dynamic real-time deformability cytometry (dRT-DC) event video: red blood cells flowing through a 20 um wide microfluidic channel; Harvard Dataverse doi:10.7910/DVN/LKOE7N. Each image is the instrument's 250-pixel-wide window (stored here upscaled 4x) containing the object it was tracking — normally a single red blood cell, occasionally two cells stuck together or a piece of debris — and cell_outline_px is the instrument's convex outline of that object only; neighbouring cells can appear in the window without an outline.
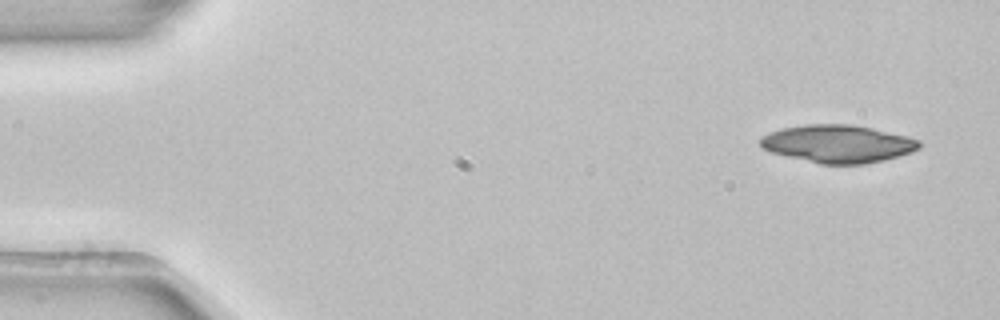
{"species": "common noctule bat (a hibernating species)", "species_latin": "Nyctalus noctula", "temperature_condition": "room temperature", "stored_images_in_passage": 4, "camera_frame_rate_fps": 3000, "um_per_image_px": 0.085, "animal": {"sex": "female", "body_mass_g": 22.7, "forearm_length_mm": 54.2}, "frame": {"image": 1, "passage_image": 1, "time_ms": 0.0, "image_size_px": [1000, 320], "cell_outline_px": [[920, 148], [912, 152], [900, 156], [884, 160], [864, 164], [820, 164], [772, 152], [764, 148], [760, 144], [760, 136], [768, 132], [780, 128], [804, 124], [852, 124], [872, 128], [920, 140]], "centroid_in_image_um": [71.2, 12.21], "position_along_channel_um": 13.8, "area_um2": 34.97}}